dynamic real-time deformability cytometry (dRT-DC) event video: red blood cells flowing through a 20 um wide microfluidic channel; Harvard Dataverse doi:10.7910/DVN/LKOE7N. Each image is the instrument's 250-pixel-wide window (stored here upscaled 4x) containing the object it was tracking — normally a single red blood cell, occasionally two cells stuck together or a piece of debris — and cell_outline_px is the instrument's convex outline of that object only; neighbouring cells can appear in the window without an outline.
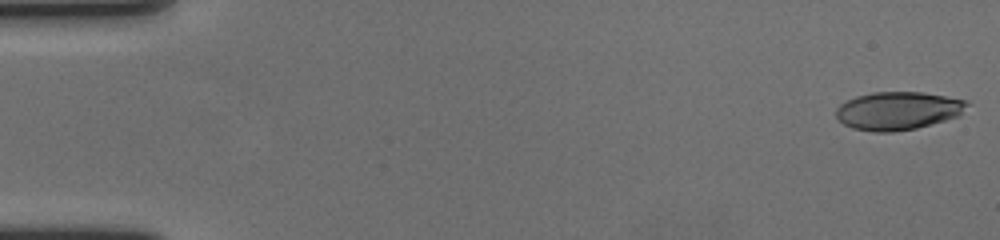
{"species": "human", "species_latin": "Homo sapiens", "temperature_condition": "cold", "stored_images_in_passage": 59, "camera_frame_rate_fps": 3000, "um_per_image_px": 0.085, "donor": {"sex": "female"}, "frame": {"image": 1, "passage_image": 1, "time_ms": 0.0, "image_size_px": [1000, 240], "cell_outline_px": [[968, 104], [960, 116], [916, 128], [892, 132], [872, 132], [852, 128], [844, 124], [836, 116], [836, 108], [840, 104], [856, 96], [872, 92], [924, 92], [964, 100]], "centroid_in_image_um": [76.31, 9.42], "position_along_channel_um": 8.7, "area_um2": 29.02}}
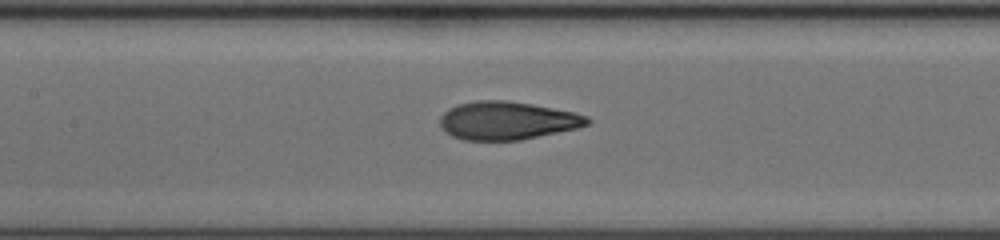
{"frame": {"image": 2, "passage_image": 28, "time_ms": 9.0, "image_size_px": [1000, 240], "cell_outline_px": [[592, 120], [588, 124], [576, 128], [520, 140], [464, 140], [452, 136], [440, 124], [440, 116], [448, 108], [456, 104], [476, 100], [504, 100], [532, 104], [576, 112], [588, 116]], "centroid_in_image_um": [43.11, 10.24], "position_along_channel_um": 164.3, "area_um2": 32.71}}
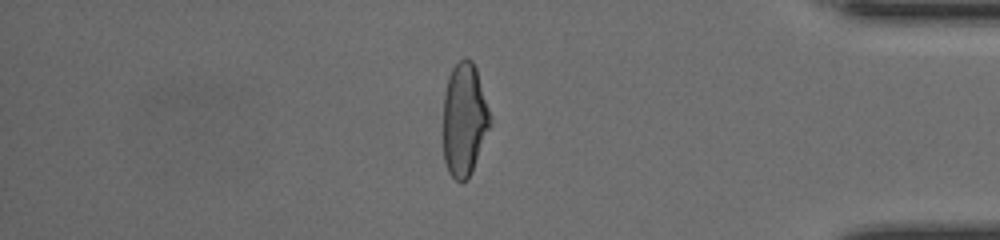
{"frame": {"image": 3, "passage_image": 50, "time_ms": 16.333, "image_size_px": [1000, 240], "cell_outline_px": [[492, 124], [472, 172], [468, 180], [460, 184], [448, 172], [444, 160], [444, 92], [448, 76], [452, 68], [464, 56], [472, 60], [476, 68], [488, 108]], "centroid_in_image_um": [39.47, 10.19], "position_along_channel_um": 395.7, "area_um2": 31.15}, "authors_computed_cell_mechanics": {"area_um2": 32.4836, "velocity_mm_per_s": 3.5706, "shape_relaxation_time_tau1_ms": 5.2689, "shape_relaxation_time_tau2_ms": 1.0898, "deformation_change_tau1": 0.23, "deformation_change_tau2": 0.0744}}